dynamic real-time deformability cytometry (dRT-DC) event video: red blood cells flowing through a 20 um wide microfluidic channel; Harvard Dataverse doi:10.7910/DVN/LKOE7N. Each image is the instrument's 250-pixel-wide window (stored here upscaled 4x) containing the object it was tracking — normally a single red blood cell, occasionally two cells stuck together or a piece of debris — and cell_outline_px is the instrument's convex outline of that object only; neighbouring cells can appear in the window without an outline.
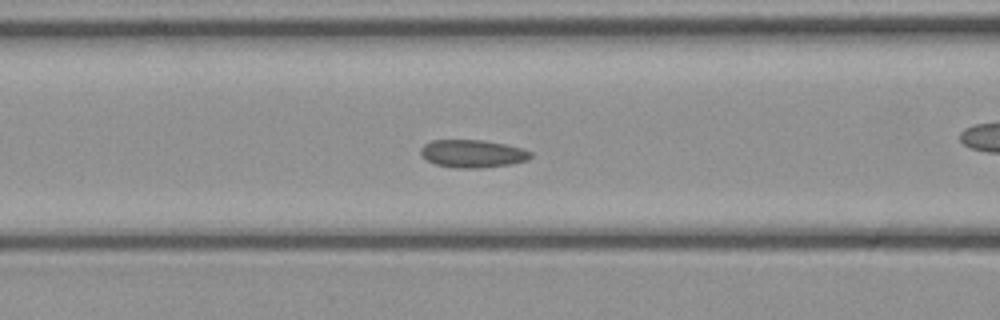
{"species": "common noctule bat (a hibernating species)", "species_latin": "Nyctalus noctula", "temperature_condition": "cold", "stored_images_in_passage": 46, "camera_frame_rate_fps": 3000, "um_per_image_px": 0.085, "animal": {"sex": "female", "body_mass_g": 21.9}, "frame": {"image": 1, "passage_image": 18, "time_ms": 5.667, "image_size_px": [1000, 320], "cell_outline_px": [[532, 156], [528, 160], [512, 164], [480, 168], [456, 168], [436, 164], [428, 160], [420, 152], [420, 148], [424, 144], [432, 140], [484, 140], [504, 144], [520, 148], [532, 152]], "centroid_in_image_um": [40.18, 13.06], "position_along_channel_um": 126.4, "area_um2": 17.74}}
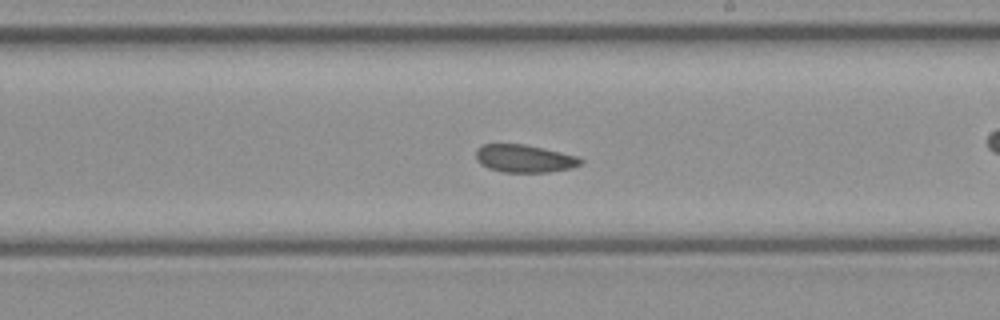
{"frame": {"image": 2, "passage_image": 26, "time_ms": 8.333, "image_size_px": [1000, 320], "cell_outline_px": [[584, 160], [580, 164], [572, 168], [548, 172], [504, 172], [488, 168], [480, 164], [476, 160], [476, 148], [484, 144], [524, 144], [544, 148], [580, 156]], "centroid_in_image_um": [44.59, 13.47], "position_along_channel_um": 244.4, "area_um2": 17.11}}
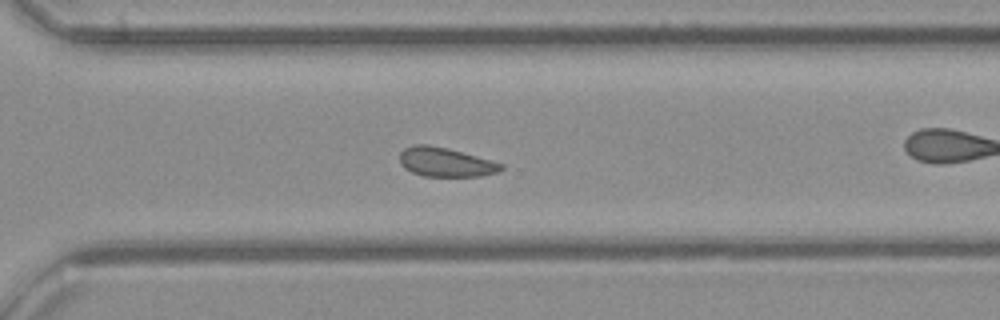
{"frame": {"image": 3, "passage_image": 32, "time_ms": 10.333, "image_size_px": [1000, 320], "cell_outline_px": [[504, 168], [500, 172], [480, 176], [424, 176], [412, 172], [404, 168], [400, 164], [400, 152], [404, 148], [412, 144], [428, 144], [448, 148], [504, 164]], "centroid_in_image_um": [37.86, 13.78], "position_along_channel_um": 332.7, "area_um2": 17.34}}